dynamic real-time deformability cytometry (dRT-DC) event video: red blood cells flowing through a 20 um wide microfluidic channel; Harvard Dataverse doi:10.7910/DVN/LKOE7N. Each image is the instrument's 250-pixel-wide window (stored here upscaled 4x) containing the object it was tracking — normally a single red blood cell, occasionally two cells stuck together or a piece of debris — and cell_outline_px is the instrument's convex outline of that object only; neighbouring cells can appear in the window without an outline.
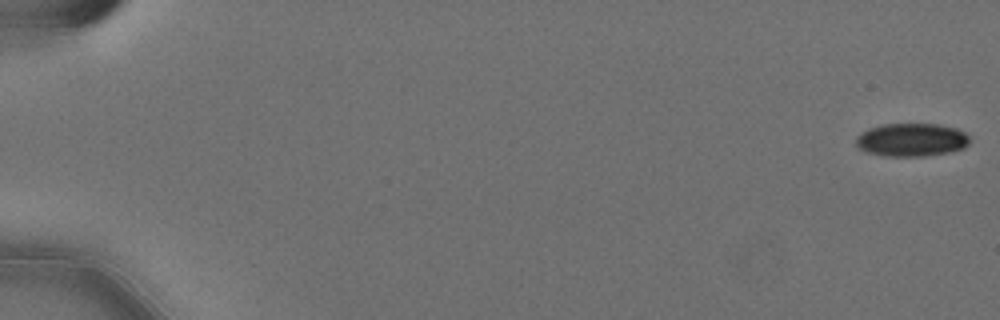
{"species": "Egyptian fruit bat (a non-hibernating species)", "species_latin": "Rousettus aegyptiacus", "temperature_condition": "cold", "stored_images_in_passage": 58, "camera_frame_rate_fps": 3000, "um_per_image_px": 0.085, "animal": {"sex": "female"}, "frame": {"image": 1, "passage_image": 1, "time_ms": 0.0, "image_size_px": [1000, 320], "cell_outline_px": [[968, 144], [964, 148], [952, 152], [924, 156], [880, 156], [864, 152], [856, 148], [856, 136], [860, 132], [868, 128], [880, 124], [936, 124], [956, 128], [964, 132], [968, 136]], "centroid_in_image_um": [77.41, 11.89], "position_along_channel_um": 7.6, "area_um2": 22.37}}
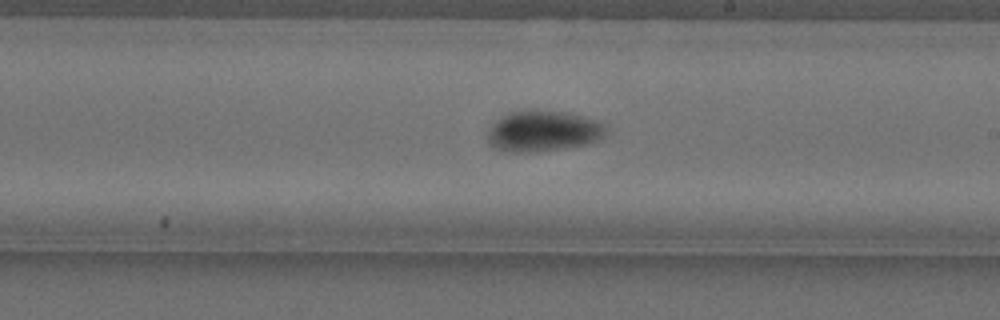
{"frame": {"image": 2, "passage_image": 35, "time_ms": 11.333, "image_size_px": [1000, 320], "cell_outline_px": [[608, 128], [604, 136], [596, 140], [584, 144], [536, 152], [512, 152], [496, 148], [488, 140], [488, 128], [496, 120], [508, 112], [532, 108], [536, 108], [564, 112], [596, 120], [604, 124]], "centroid_in_image_um": [46.14, 11.11], "position_along_channel_um": 242.9, "area_um2": 28.26}}
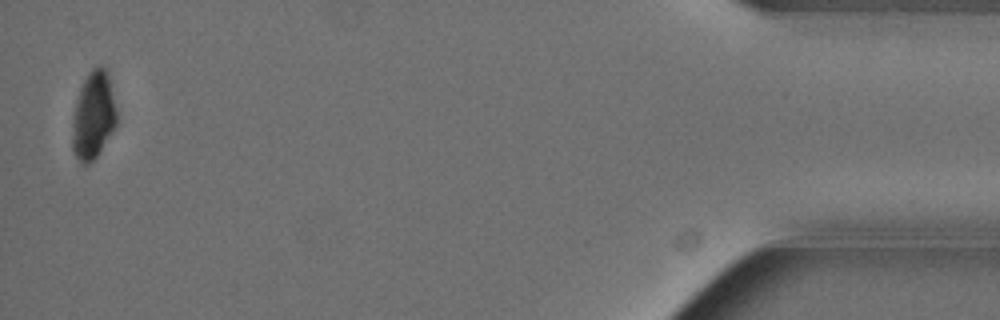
{"frame": {"image": 3, "passage_image": 57, "time_ms": 18.667, "image_size_px": [1000, 320], "cell_outline_px": [[116, 124], [112, 132], [100, 152], [88, 164], [80, 164], [72, 148], [72, 116], [76, 100], [80, 88], [88, 72], [96, 64], [100, 64], [108, 68], [116, 112]], "centroid_in_image_um": [7.93, 9.77], "position_along_channel_um": 427.3, "area_um2": 22.95}, "authors_computed_cell_mechanics": {"area_um2": 24.565, "velocity_mm_per_s": 3.5702, "shape_relaxation_time_tau1_ms": 7.7371, "shape_relaxation_time_tau2_ms": null, "deformation_change_tau1": 0.1738, "deformation_change_tau2": null}}